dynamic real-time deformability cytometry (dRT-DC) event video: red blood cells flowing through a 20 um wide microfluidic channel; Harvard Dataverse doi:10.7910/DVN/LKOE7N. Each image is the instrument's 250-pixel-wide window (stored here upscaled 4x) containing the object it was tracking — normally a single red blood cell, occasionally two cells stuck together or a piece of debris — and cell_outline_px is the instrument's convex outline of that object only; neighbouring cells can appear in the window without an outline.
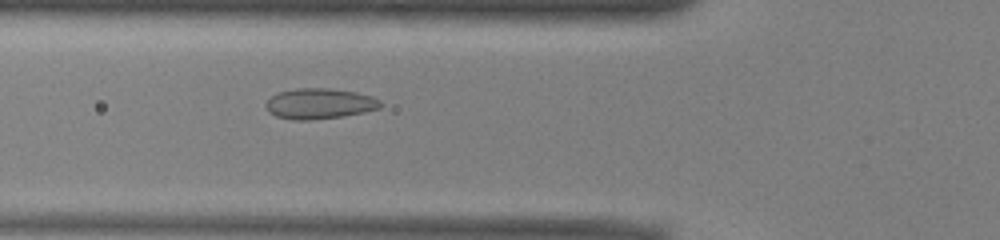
{"species": "common noctule bat (a hibernating species)", "species_latin": "Nyctalus noctula", "temperature_condition": "warm", "stored_images_in_passage": 44, "camera_frame_rate_fps": 3000, "um_per_image_px": 0.085, "animal": {"sex": "male", "body_mass_g": 13.0, "forearm_length_mm": 53.1}, "frame": {"image": 1, "passage_image": 18, "time_ms": 5.667, "image_size_px": [1000, 240], "cell_outline_px": [[384, 104], [380, 108], [364, 112], [344, 116], [308, 120], [292, 120], [276, 116], [268, 112], [264, 104], [272, 96], [280, 92], [296, 88], [328, 88], [356, 92], [372, 96], [380, 100]], "centroid_in_image_um": [27.17, 8.81], "position_along_channel_um": 98.6, "area_um2": 20.52}}
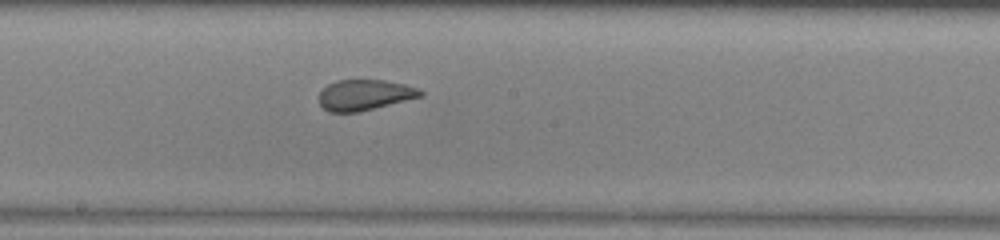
{"frame": {"image": 2, "passage_image": 27, "time_ms": 8.667, "image_size_px": [1000, 240], "cell_outline_px": [[424, 96], [360, 112], [328, 112], [320, 104], [320, 92], [328, 84], [336, 80], [384, 80], [404, 84], [416, 88], [424, 92]], "centroid_in_image_um": [31.01, 8.07], "position_along_channel_um": 217.2, "area_um2": 18.15}}
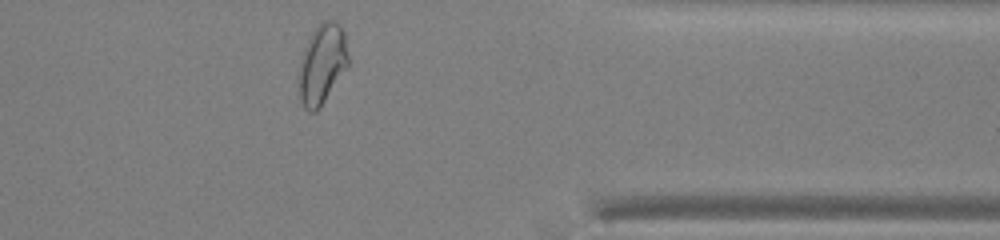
{"frame": {"image": 3, "passage_image": 41, "time_ms": 13.333, "image_size_px": [1000, 240], "cell_outline_px": [[348, 64], [320, 108], [316, 112], [308, 112], [304, 108], [300, 100], [296, 76], [304, 48], [312, 32], [324, 20], [332, 20], [340, 24], [344, 32], [348, 56]], "centroid_in_image_um": [27.33, 5.48], "position_along_channel_um": 384.1, "area_um2": 23.12}, "authors_computed_cell_mechanics": {"area_um2": 20.6346, "velocity_mm_per_s": 3.9523, "shape_relaxation_time_tau1_ms": 7.4356, "shape_relaxation_time_tau2_ms": 0.957, "deformation_change_tau1": 0.158, "deformation_change_tau2": 0.0664}}